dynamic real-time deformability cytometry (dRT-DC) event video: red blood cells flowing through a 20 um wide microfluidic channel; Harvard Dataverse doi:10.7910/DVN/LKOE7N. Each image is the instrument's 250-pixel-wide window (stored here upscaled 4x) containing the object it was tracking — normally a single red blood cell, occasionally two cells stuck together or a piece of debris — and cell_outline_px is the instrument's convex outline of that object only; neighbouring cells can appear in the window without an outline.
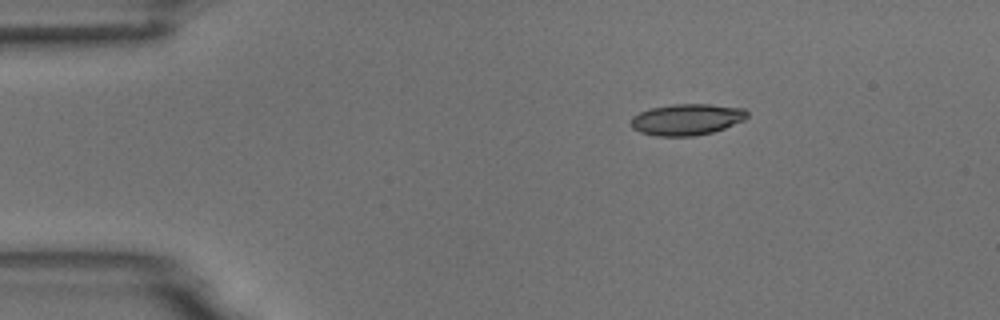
{"species": "common noctule bat (a hibernating species)", "species_latin": "Nyctalus noctula", "temperature_condition": "room temperature", "stored_images_in_passage": 3, "camera_frame_rate_fps": 3000, "um_per_image_px": 0.085, "animal": {"sex": "male", "body_mass_g": 18.8}, "frame": {"image": 1, "passage_image": 1, "time_ms": 0.0, "image_size_px": [1000, 320], "cell_outline_px": [[748, 116], [744, 120], [724, 128], [712, 132], [692, 136], [656, 136], [640, 132], [632, 128], [632, 116], [640, 112], [652, 108], [672, 104], [712, 104], [744, 108], [748, 112]], "centroid_in_image_um": [58.39, 10.15], "position_along_channel_um": 26.6, "area_um2": 21.15}}